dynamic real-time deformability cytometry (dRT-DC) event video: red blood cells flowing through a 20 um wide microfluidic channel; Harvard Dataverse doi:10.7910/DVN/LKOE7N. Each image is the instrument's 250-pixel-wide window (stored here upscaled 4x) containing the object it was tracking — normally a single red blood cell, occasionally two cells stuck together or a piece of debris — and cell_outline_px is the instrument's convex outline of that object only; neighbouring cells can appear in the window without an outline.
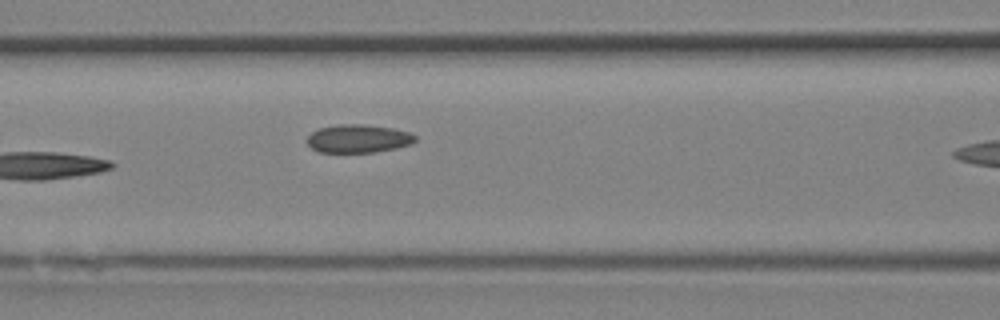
{"species": "Egyptian fruit bat (a non-hibernating species)", "species_latin": "Rousettus aegyptiacus", "temperature_condition": "room temperature", "stored_images_in_passage": 13, "camera_frame_rate_fps": 3000, "um_per_image_px": 0.085, "animal": {"sex": "female"}, "frame": {"image": 1, "passage_image": 13, "time_ms": 4.0, "image_size_px": [1000, 320], "cell_outline_px": [[416, 140], [412, 144], [396, 148], [376, 152], [320, 152], [312, 148], [308, 144], [308, 136], [312, 132], [320, 128], [340, 124], [364, 124], [392, 128], [408, 132], [416, 136]], "centroid_in_image_um": [30.48, 11.78], "position_along_channel_um": 136.1, "area_um2": 17.69}}